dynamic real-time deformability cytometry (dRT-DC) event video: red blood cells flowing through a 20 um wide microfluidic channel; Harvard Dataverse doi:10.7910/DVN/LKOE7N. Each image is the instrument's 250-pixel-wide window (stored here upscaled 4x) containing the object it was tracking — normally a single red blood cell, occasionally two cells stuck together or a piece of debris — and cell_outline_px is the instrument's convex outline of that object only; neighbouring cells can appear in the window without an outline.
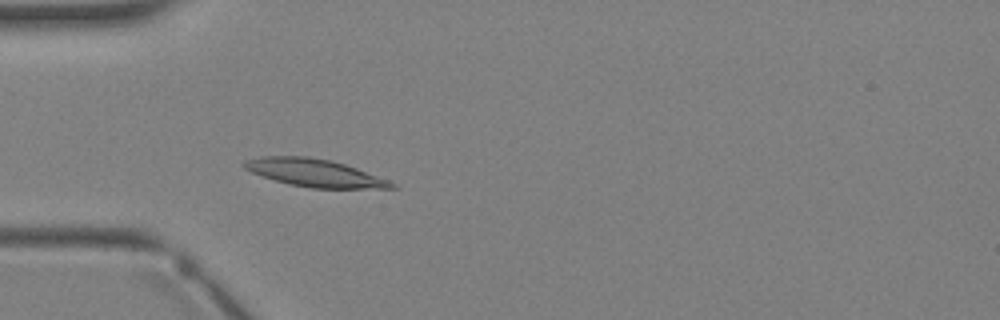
{"species": "Egyptian fruit bat (a non-hibernating species)", "species_latin": "Rousettus aegyptiacus", "temperature_condition": "warm", "stored_images_in_passage": 3, "camera_frame_rate_fps": 3000, "um_per_image_px": 0.085, "animal": {"sex": "female"}, "frame": {"image": 1, "passage_image": 3, "time_ms": 2.333, "image_size_px": [1000, 320], "cell_outline_px": [[400, 188], [312, 188], [288, 184], [252, 172], [244, 168], [240, 164], [244, 160], [260, 156], [308, 156], [332, 160], [356, 168], [388, 180], [396, 184]], "centroid_in_image_um": [26.72, 14.68], "position_along_channel_um": 58.3, "area_um2": 23.7}}